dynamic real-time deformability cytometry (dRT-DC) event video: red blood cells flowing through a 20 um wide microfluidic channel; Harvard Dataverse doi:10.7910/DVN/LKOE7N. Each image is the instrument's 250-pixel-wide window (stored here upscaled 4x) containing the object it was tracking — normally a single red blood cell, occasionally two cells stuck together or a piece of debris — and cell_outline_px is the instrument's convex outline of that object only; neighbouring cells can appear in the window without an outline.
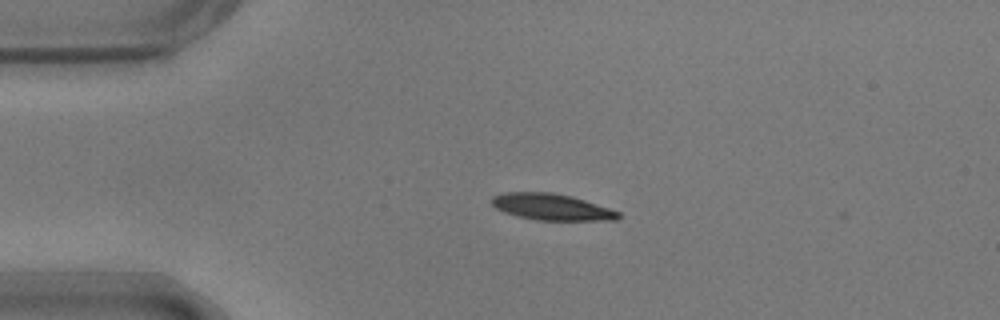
{"species": "common noctule bat (a hibernating species)", "species_latin": "Nyctalus noctula", "temperature_condition": "warm", "stored_images_in_passage": 43, "camera_frame_rate_fps": 3000, "um_per_image_px": 0.085, "animal": {"sex": "male", "body_mass_g": 17.9}, "frame": {"image": 1, "passage_image": 1, "time_ms": 0.0, "image_size_px": [1000, 320], "cell_outline_px": [[620, 216], [616, 220], [536, 220], [504, 212], [496, 208], [492, 204], [492, 196], [504, 192], [552, 192], [572, 196], [620, 212]], "centroid_in_image_um": [46.87, 17.58], "position_along_channel_um": 38.1, "area_um2": 19.31}}
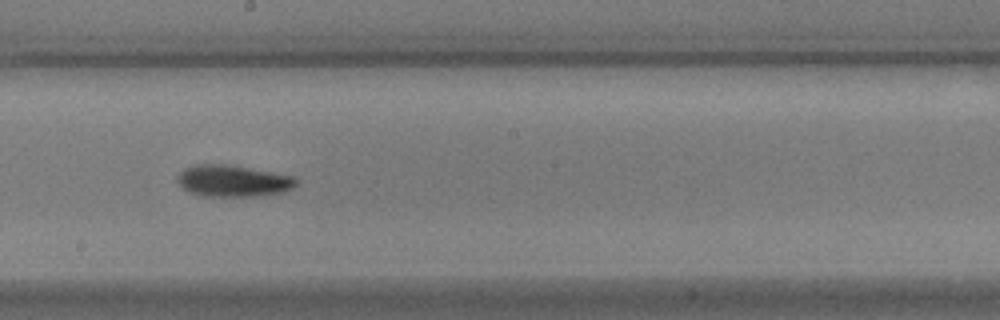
{"frame": {"image": 2, "passage_image": 19, "time_ms": 6.0, "image_size_px": [1000, 320], "cell_outline_px": [[296, 184], [292, 188], [280, 192], [256, 196], [204, 196], [188, 192], [176, 180], [176, 176], [184, 168], [192, 164], [228, 164], [272, 172], [292, 176], [296, 180]], "centroid_in_image_um": [19.73, 15.36], "position_along_channel_um": 228.5, "area_um2": 21.79}}
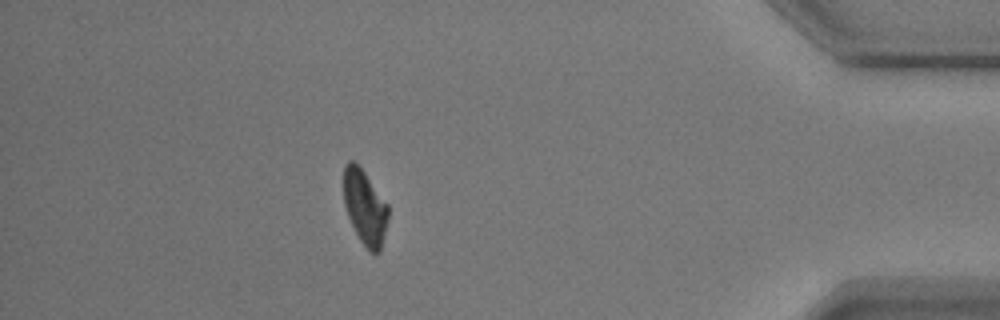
{"frame": {"image": 3, "passage_image": 37, "time_ms": 12.0, "image_size_px": [1000, 320], "cell_outline_px": [[388, 220], [380, 252], [372, 252], [360, 240], [348, 216], [344, 204], [344, 164], [348, 160], [352, 160], [364, 172], [388, 204]], "centroid_in_image_um": [31.02, 17.59], "position_along_channel_um": 404.2, "area_um2": 19.07}, "authors_computed_cell_mechanics": {"area_um2": 20.3456, "velocity_mm_per_s": 3.6857, "shape_relaxation_time_tau1_ms": 2.7732, "shape_relaxation_time_tau2_ms": 5.9099, "deformation_change_tau1": 0.1427, "deformation_change_tau2": 0.1359}}